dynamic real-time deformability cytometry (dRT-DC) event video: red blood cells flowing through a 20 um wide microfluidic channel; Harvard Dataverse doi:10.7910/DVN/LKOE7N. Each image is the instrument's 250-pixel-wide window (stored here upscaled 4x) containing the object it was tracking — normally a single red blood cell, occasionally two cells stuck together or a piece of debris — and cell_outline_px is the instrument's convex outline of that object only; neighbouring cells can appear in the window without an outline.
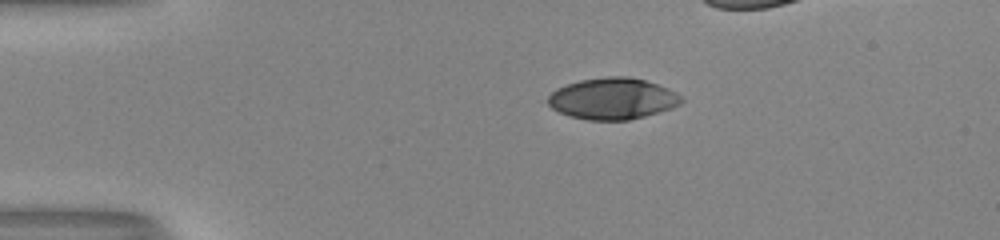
{"species": "human", "species_latin": "Homo sapiens", "temperature_condition": "room temperature", "stored_images_in_passage": 36, "camera_frame_rate_fps": 3000, "um_per_image_px": 0.085, "donor": {"sex": "male"}, "frame": {"image": 1, "passage_image": 1, "time_ms": 0.0, "image_size_px": [1000, 240], "cell_outline_px": [[684, 100], [680, 104], [672, 108], [644, 116], [628, 120], [588, 120], [568, 116], [552, 108], [548, 104], [548, 96], [556, 88], [580, 80], [608, 76], [628, 76], [644, 80], [668, 88], [676, 92]], "centroid_in_image_um": [52.06, 8.38], "position_along_channel_um": 32.9, "area_um2": 32.14}}
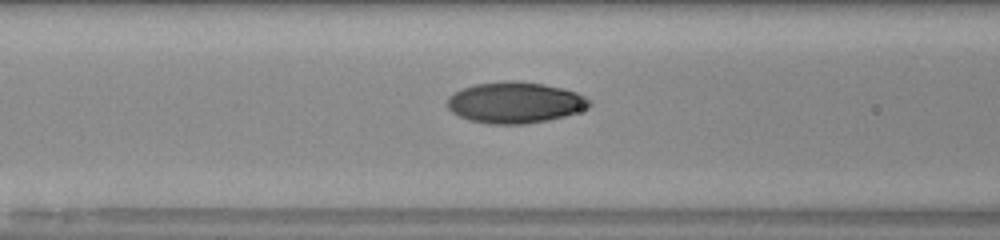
{"frame": {"image": 2, "passage_image": 12, "time_ms": 3.667, "image_size_px": [1000, 240], "cell_outline_px": [[592, 104], [588, 108], [564, 116], [548, 120], [524, 124], [488, 124], [468, 120], [452, 112], [448, 108], [448, 96], [460, 88], [476, 84], [508, 80], [512, 80], [544, 84], [576, 92], [584, 96]], "centroid_in_image_um": [43.75, 8.72], "position_along_channel_um": 122.9, "area_um2": 34.04}}
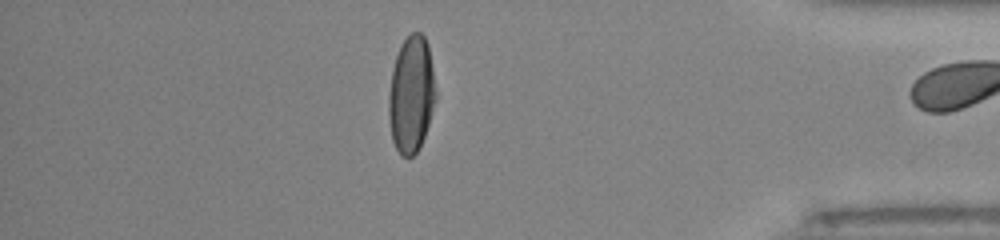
{"frame": {"image": 3, "passage_image": 35, "time_ms": 11.333, "image_size_px": [1000, 240], "cell_outline_px": [[436, 100], [424, 136], [416, 152], [412, 156], [400, 156], [392, 140], [388, 116], [388, 96], [392, 68], [400, 44], [412, 32], [420, 32], [424, 36], [428, 44], [436, 92]], "centroid_in_image_um": [34.94, 8.02], "position_along_channel_um": 400.3, "area_um2": 31.96}, "authors_computed_cell_mechanics": {"area_um2": 33.2061, "velocity_mm_per_s": 4.0696, "shape_relaxation_time_tau1_ms": 3.8877, "shape_relaxation_time_tau2_ms": 0.9844, "deformation_change_tau1": 0.2075, "deformation_change_tau2": 0.0419}}